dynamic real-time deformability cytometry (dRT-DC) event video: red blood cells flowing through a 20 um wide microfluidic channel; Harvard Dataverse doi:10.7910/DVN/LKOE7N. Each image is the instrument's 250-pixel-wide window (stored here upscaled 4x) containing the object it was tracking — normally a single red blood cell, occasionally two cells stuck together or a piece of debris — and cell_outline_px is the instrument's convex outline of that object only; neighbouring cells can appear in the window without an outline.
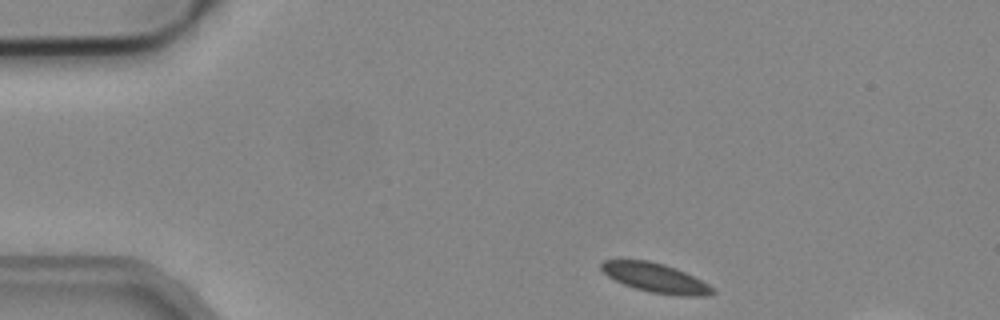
{"species": "common noctule bat (a hibernating species)", "species_latin": "Nyctalus noctula", "temperature_condition": "cold", "stored_images_in_passage": 45, "camera_frame_rate_fps": 3000, "um_per_image_px": 0.085, "animal": {"sex": "male", "body_mass_g": 19.2, "forearm_length_mm": 51.8}, "frame": {"image": 1, "passage_image": 1, "time_ms": 0.0, "image_size_px": [1000, 320], "cell_outline_px": [[712, 292], [660, 292], [640, 288], [628, 284], [612, 276], [604, 268], [604, 264], [608, 260], [640, 260], [672, 268], [704, 284]], "centroid_in_image_um": [55.52, 23.53], "position_along_channel_um": 29.5, "area_um2": 15.32}}
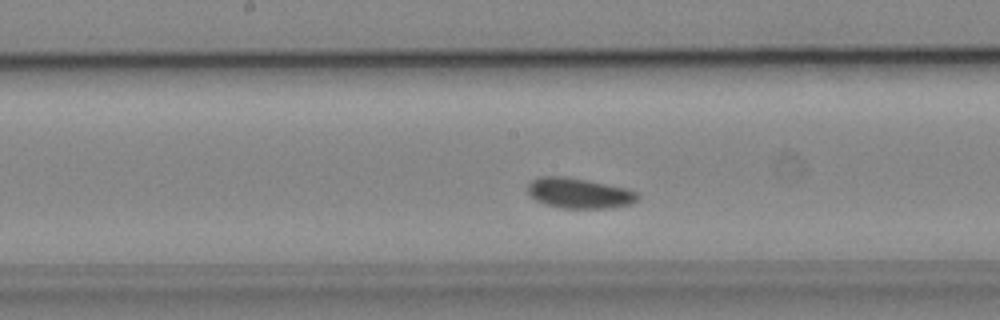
{"frame": {"image": 2, "passage_image": 19, "time_ms": 6.0, "image_size_px": [1000, 320], "cell_outline_px": [[632, 200], [616, 204], [556, 204], [544, 200], [536, 196], [532, 192], [532, 184], [536, 180], [572, 180], [616, 188], [628, 192], [632, 196]], "centroid_in_image_um": [49.15, 16.39], "position_along_channel_um": 199.1, "area_um2": 13.7}}
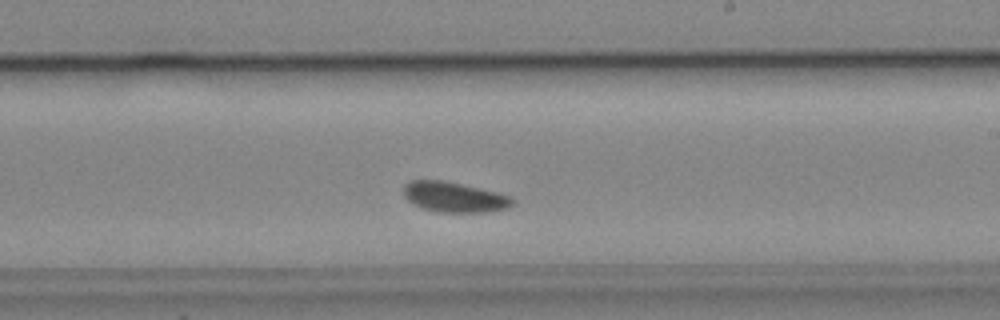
{"frame": {"image": 3, "passage_image": 23, "time_ms": 7.333, "image_size_px": [1000, 320], "cell_outline_px": [[508, 204], [496, 208], [436, 208], [420, 204], [412, 200], [408, 196], [408, 184], [420, 180], [424, 180], [452, 184], [500, 196], [508, 200]], "centroid_in_image_um": [38.42, 16.67], "position_along_channel_um": 250.6, "area_um2": 14.1}}